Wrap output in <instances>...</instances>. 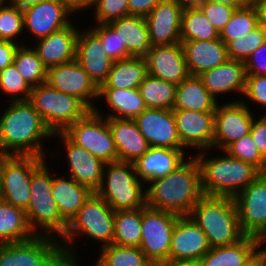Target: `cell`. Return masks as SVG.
<instances>
[{
	"label": "cell",
	"instance_id": "obj_25",
	"mask_svg": "<svg viewBox=\"0 0 266 266\" xmlns=\"http://www.w3.org/2000/svg\"><path fill=\"white\" fill-rule=\"evenodd\" d=\"M76 60L98 88L107 79L113 60L107 55L100 38L88 27L77 38Z\"/></svg>",
	"mask_w": 266,
	"mask_h": 266
},
{
	"label": "cell",
	"instance_id": "obj_59",
	"mask_svg": "<svg viewBox=\"0 0 266 266\" xmlns=\"http://www.w3.org/2000/svg\"><path fill=\"white\" fill-rule=\"evenodd\" d=\"M11 5L17 6L19 9L24 10L28 7L34 6L42 0H3Z\"/></svg>",
	"mask_w": 266,
	"mask_h": 266
},
{
	"label": "cell",
	"instance_id": "obj_21",
	"mask_svg": "<svg viewBox=\"0 0 266 266\" xmlns=\"http://www.w3.org/2000/svg\"><path fill=\"white\" fill-rule=\"evenodd\" d=\"M211 249L206 234L190 216H179L171 239L169 259L197 261Z\"/></svg>",
	"mask_w": 266,
	"mask_h": 266
},
{
	"label": "cell",
	"instance_id": "obj_55",
	"mask_svg": "<svg viewBox=\"0 0 266 266\" xmlns=\"http://www.w3.org/2000/svg\"><path fill=\"white\" fill-rule=\"evenodd\" d=\"M56 1L65 4L75 14L83 12L86 9H87V11H89L88 10L89 6L85 3V0H56Z\"/></svg>",
	"mask_w": 266,
	"mask_h": 266
},
{
	"label": "cell",
	"instance_id": "obj_65",
	"mask_svg": "<svg viewBox=\"0 0 266 266\" xmlns=\"http://www.w3.org/2000/svg\"><path fill=\"white\" fill-rule=\"evenodd\" d=\"M95 0H85V3L89 6Z\"/></svg>",
	"mask_w": 266,
	"mask_h": 266
},
{
	"label": "cell",
	"instance_id": "obj_36",
	"mask_svg": "<svg viewBox=\"0 0 266 266\" xmlns=\"http://www.w3.org/2000/svg\"><path fill=\"white\" fill-rule=\"evenodd\" d=\"M142 208L115 211L113 244L140 247Z\"/></svg>",
	"mask_w": 266,
	"mask_h": 266
},
{
	"label": "cell",
	"instance_id": "obj_13",
	"mask_svg": "<svg viewBox=\"0 0 266 266\" xmlns=\"http://www.w3.org/2000/svg\"><path fill=\"white\" fill-rule=\"evenodd\" d=\"M254 114L256 113H253L242 100L222 104L218 102L214 112L213 149L225 150L234 141L250 134Z\"/></svg>",
	"mask_w": 266,
	"mask_h": 266
},
{
	"label": "cell",
	"instance_id": "obj_61",
	"mask_svg": "<svg viewBox=\"0 0 266 266\" xmlns=\"http://www.w3.org/2000/svg\"><path fill=\"white\" fill-rule=\"evenodd\" d=\"M81 262L80 263H69V262H65V264L63 266H81Z\"/></svg>",
	"mask_w": 266,
	"mask_h": 266
},
{
	"label": "cell",
	"instance_id": "obj_11",
	"mask_svg": "<svg viewBox=\"0 0 266 266\" xmlns=\"http://www.w3.org/2000/svg\"><path fill=\"white\" fill-rule=\"evenodd\" d=\"M73 143L84 148L105 163L118 161L108 118L90 110L63 132Z\"/></svg>",
	"mask_w": 266,
	"mask_h": 266
},
{
	"label": "cell",
	"instance_id": "obj_18",
	"mask_svg": "<svg viewBox=\"0 0 266 266\" xmlns=\"http://www.w3.org/2000/svg\"><path fill=\"white\" fill-rule=\"evenodd\" d=\"M173 113L180 142L187 151L213 149L214 112L173 110Z\"/></svg>",
	"mask_w": 266,
	"mask_h": 266
},
{
	"label": "cell",
	"instance_id": "obj_20",
	"mask_svg": "<svg viewBox=\"0 0 266 266\" xmlns=\"http://www.w3.org/2000/svg\"><path fill=\"white\" fill-rule=\"evenodd\" d=\"M185 3L164 0L145 17L152 46L180 43L181 15Z\"/></svg>",
	"mask_w": 266,
	"mask_h": 266
},
{
	"label": "cell",
	"instance_id": "obj_64",
	"mask_svg": "<svg viewBox=\"0 0 266 266\" xmlns=\"http://www.w3.org/2000/svg\"><path fill=\"white\" fill-rule=\"evenodd\" d=\"M179 1H182L185 4H189V3H193L194 2V0H179Z\"/></svg>",
	"mask_w": 266,
	"mask_h": 266
},
{
	"label": "cell",
	"instance_id": "obj_46",
	"mask_svg": "<svg viewBox=\"0 0 266 266\" xmlns=\"http://www.w3.org/2000/svg\"><path fill=\"white\" fill-rule=\"evenodd\" d=\"M129 0H95L89 8L93 9V24H108L113 20L129 16Z\"/></svg>",
	"mask_w": 266,
	"mask_h": 266
},
{
	"label": "cell",
	"instance_id": "obj_27",
	"mask_svg": "<svg viewBox=\"0 0 266 266\" xmlns=\"http://www.w3.org/2000/svg\"><path fill=\"white\" fill-rule=\"evenodd\" d=\"M180 43L191 76H199L204 71L213 69L229 59L227 45L220 38L189 40Z\"/></svg>",
	"mask_w": 266,
	"mask_h": 266
},
{
	"label": "cell",
	"instance_id": "obj_1",
	"mask_svg": "<svg viewBox=\"0 0 266 266\" xmlns=\"http://www.w3.org/2000/svg\"><path fill=\"white\" fill-rule=\"evenodd\" d=\"M8 103L0 112V154L46 159L44 140L53 133L28 100Z\"/></svg>",
	"mask_w": 266,
	"mask_h": 266
},
{
	"label": "cell",
	"instance_id": "obj_33",
	"mask_svg": "<svg viewBox=\"0 0 266 266\" xmlns=\"http://www.w3.org/2000/svg\"><path fill=\"white\" fill-rule=\"evenodd\" d=\"M148 74L145 57L113 61L107 79L100 88L135 89Z\"/></svg>",
	"mask_w": 266,
	"mask_h": 266
},
{
	"label": "cell",
	"instance_id": "obj_22",
	"mask_svg": "<svg viewBox=\"0 0 266 266\" xmlns=\"http://www.w3.org/2000/svg\"><path fill=\"white\" fill-rule=\"evenodd\" d=\"M199 78L218 102L221 101L218 99L220 96L228 100L226 95L231 93L239 95L237 100L233 101L242 100L246 88V69L243 61L228 59L225 63L204 71Z\"/></svg>",
	"mask_w": 266,
	"mask_h": 266
},
{
	"label": "cell",
	"instance_id": "obj_63",
	"mask_svg": "<svg viewBox=\"0 0 266 266\" xmlns=\"http://www.w3.org/2000/svg\"><path fill=\"white\" fill-rule=\"evenodd\" d=\"M261 243H262V246H264L265 247V245H266V236L261 240ZM265 243V244H264ZM263 247V249H264V251L266 252V247L264 248Z\"/></svg>",
	"mask_w": 266,
	"mask_h": 266
},
{
	"label": "cell",
	"instance_id": "obj_30",
	"mask_svg": "<svg viewBox=\"0 0 266 266\" xmlns=\"http://www.w3.org/2000/svg\"><path fill=\"white\" fill-rule=\"evenodd\" d=\"M58 174L53 170L52 195L62 218L69 224L94 192L70 176Z\"/></svg>",
	"mask_w": 266,
	"mask_h": 266
},
{
	"label": "cell",
	"instance_id": "obj_43",
	"mask_svg": "<svg viewBox=\"0 0 266 266\" xmlns=\"http://www.w3.org/2000/svg\"><path fill=\"white\" fill-rule=\"evenodd\" d=\"M32 88L17 71L14 64L7 66L0 71V91L5 98L10 97L9 101L29 100Z\"/></svg>",
	"mask_w": 266,
	"mask_h": 266
},
{
	"label": "cell",
	"instance_id": "obj_34",
	"mask_svg": "<svg viewBox=\"0 0 266 266\" xmlns=\"http://www.w3.org/2000/svg\"><path fill=\"white\" fill-rule=\"evenodd\" d=\"M35 236L26 211L0 199V245L25 242Z\"/></svg>",
	"mask_w": 266,
	"mask_h": 266
},
{
	"label": "cell",
	"instance_id": "obj_50",
	"mask_svg": "<svg viewBox=\"0 0 266 266\" xmlns=\"http://www.w3.org/2000/svg\"><path fill=\"white\" fill-rule=\"evenodd\" d=\"M246 75H266V38L244 62Z\"/></svg>",
	"mask_w": 266,
	"mask_h": 266
},
{
	"label": "cell",
	"instance_id": "obj_29",
	"mask_svg": "<svg viewBox=\"0 0 266 266\" xmlns=\"http://www.w3.org/2000/svg\"><path fill=\"white\" fill-rule=\"evenodd\" d=\"M104 105L108 106V111L102 114L101 105H96L94 111L106 118L135 119L147 107L141 97L138 88L135 89H117V88H99V98Z\"/></svg>",
	"mask_w": 266,
	"mask_h": 266
},
{
	"label": "cell",
	"instance_id": "obj_28",
	"mask_svg": "<svg viewBox=\"0 0 266 266\" xmlns=\"http://www.w3.org/2000/svg\"><path fill=\"white\" fill-rule=\"evenodd\" d=\"M118 161L134 163L150 148L134 119L108 118Z\"/></svg>",
	"mask_w": 266,
	"mask_h": 266
},
{
	"label": "cell",
	"instance_id": "obj_16",
	"mask_svg": "<svg viewBox=\"0 0 266 266\" xmlns=\"http://www.w3.org/2000/svg\"><path fill=\"white\" fill-rule=\"evenodd\" d=\"M23 14L24 32L32 35V41L65 28L72 23L70 18L76 15L65 4L56 0H42L24 9Z\"/></svg>",
	"mask_w": 266,
	"mask_h": 266
},
{
	"label": "cell",
	"instance_id": "obj_57",
	"mask_svg": "<svg viewBox=\"0 0 266 266\" xmlns=\"http://www.w3.org/2000/svg\"><path fill=\"white\" fill-rule=\"evenodd\" d=\"M153 266H200L197 261H175V260H165L158 263L153 264Z\"/></svg>",
	"mask_w": 266,
	"mask_h": 266
},
{
	"label": "cell",
	"instance_id": "obj_60",
	"mask_svg": "<svg viewBox=\"0 0 266 266\" xmlns=\"http://www.w3.org/2000/svg\"><path fill=\"white\" fill-rule=\"evenodd\" d=\"M254 266H266V252L263 247L254 255Z\"/></svg>",
	"mask_w": 266,
	"mask_h": 266
},
{
	"label": "cell",
	"instance_id": "obj_24",
	"mask_svg": "<svg viewBox=\"0 0 266 266\" xmlns=\"http://www.w3.org/2000/svg\"><path fill=\"white\" fill-rule=\"evenodd\" d=\"M78 25L72 22L59 31L35 40L37 43L33 42L34 46H31L46 68L76 59L77 38L80 31Z\"/></svg>",
	"mask_w": 266,
	"mask_h": 266
},
{
	"label": "cell",
	"instance_id": "obj_31",
	"mask_svg": "<svg viewBox=\"0 0 266 266\" xmlns=\"http://www.w3.org/2000/svg\"><path fill=\"white\" fill-rule=\"evenodd\" d=\"M108 24L124 42L131 57H145L152 48L145 17L129 15Z\"/></svg>",
	"mask_w": 266,
	"mask_h": 266
},
{
	"label": "cell",
	"instance_id": "obj_6",
	"mask_svg": "<svg viewBox=\"0 0 266 266\" xmlns=\"http://www.w3.org/2000/svg\"><path fill=\"white\" fill-rule=\"evenodd\" d=\"M189 216L206 234L211 248L235 244L246 236L232 197L204 195Z\"/></svg>",
	"mask_w": 266,
	"mask_h": 266
},
{
	"label": "cell",
	"instance_id": "obj_32",
	"mask_svg": "<svg viewBox=\"0 0 266 266\" xmlns=\"http://www.w3.org/2000/svg\"><path fill=\"white\" fill-rule=\"evenodd\" d=\"M217 103L199 76L190 75L176 86L172 110L215 112Z\"/></svg>",
	"mask_w": 266,
	"mask_h": 266
},
{
	"label": "cell",
	"instance_id": "obj_58",
	"mask_svg": "<svg viewBox=\"0 0 266 266\" xmlns=\"http://www.w3.org/2000/svg\"><path fill=\"white\" fill-rule=\"evenodd\" d=\"M194 2L222 3L236 8L243 7L249 3L248 0H194Z\"/></svg>",
	"mask_w": 266,
	"mask_h": 266
},
{
	"label": "cell",
	"instance_id": "obj_4",
	"mask_svg": "<svg viewBox=\"0 0 266 266\" xmlns=\"http://www.w3.org/2000/svg\"><path fill=\"white\" fill-rule=\"evenodd\" d=\"M114 215L115 211L94 192L68 224L66 233L60 239L66 262L80 263L78 249H75L77 247L74 244L77 243L76 239L83 236L96 241L98 245L100 243L98 248L113 244Z\"/></svg>",
	"mask_w": 266,
	"mask_h": 266
},
{
	"label": "cell",
	"instance_id": "obj_15",
	"mask_svg": "<svg viewBox=\"0 0 266 266\" xmlns=\"http://www.w3.org/2000/svg\"><path fill=\"white\" fill-rule=\"evenodd\" d=\"M46 83L58 91L77 97L90 110L97 105L99 88L76 59L47 68Z\"/></svg>",
	"mask_w": 266,
	"mask_h": 266
},
{
	"label": "cell",
	"instance_id": "obj_45",
	"mask_svg": "<svg viewBox=\"0 0 266 266\" xmlns=\"http://www.w3.org/2000/svg\"><path fill=\"white\" fill-rule=\"evenodd\" d=\"M224 151L235 159L252 164L261 173H266V159L259 152L250 134L234 141Z\"/></svg>",
	"mask_w": 266,
	"mask_h": 266
},
{
	"label": "cell",
	"instance_id": "obj_17",
	"mask_svg": "<svg viewBox=\"0 0 266 266\" xmlns=\"http://www.w3.org/2000/svg\"><path fill=\"white\" fill-rule=\"evenodd\" d=\"M59 139L65 151V160L68 164L67 175L73 178L78 184L90 188L96 192L102 182L105 162L94 156L82 147L73 143L63 132L53 134V140ZM66 149V150H65Z\"/></svg>",
	"mask_w": 266,
	"mask_h": 266
},
{
	"label": "cell",
	"instance_id": "obj_62",
	"mask_svg": "<svg viewBox=\"0 0 266 266\" xmlns=\"http://www.w3.org/2000/svg\"><path fill=\"white\" fill-rule=\"evenodd\" d=\"M243 266H254V256Z\"/></svg>",
	"mask_w": 266,
	"mask_h": 266
},
{
	"label": "cell",
	"instance_id": "obj_9",
	"mask_svg": "<svg viewBox=\"0 0 266 266\" xmlns=\"http://www.w3.org/2000/svg\"><path fill=\"white\" fill-rule=\"evenodd\" d=\"M65 262L60 240L54 237L0 245V266H63Z\"/></svg>",
	"mask_w": 266,
	"mask_h": 266
},
{
	"label": "cell",
	"instance_id": "obj_48",
	"mask_svg": "<svg viewBox=\"0 0 266 266\" xmlns=\"http://www.w3.org/2000/svg\"><path fill=\"white\" fill-rule=\"evenodd\" d=\"M242 101L246 106H250L251 110L255 106H260L259 109L262 108L264 110L265 108L266 110V75H246V88Z\"/></svg>",
	"mask_w": 266,
	"mask_h": 266
},
{
	"label": "cell",
	"instance_id": "obj_54",
	"mask_svg": "<svg viewBox=\"0 0 266 266\" xmlns=\"http://www.w3.org/2000/svg\"><path fill=\"white\" fill-rule=\"evenodd\" d=\"M200 266H224L223 246L211 248L199 261Z\"/></svg>",
	"mask_w": 266,
	"mask_h": 266
},
{
	"label": "cell",
	"instance_id": "obj_52",
	"mask_svg": "<svg viewBox=\"0 0 266 266\" xmlns=\"http://www.w3.org/2000/svg\"><path fill=\"white\" fill-rule=\"evenodd\" d=\"M19 46L18 43L9 40H0V71L13 64Z\"/></svg>",
	"mask_w": 266,
	"mask_h": 266
},
{
	"label": "cell",
	"instance_id": "obj_39",
	"mask_svg": "<svg viewBox=\"0 0 266 266\" xmlns=\"http://www.w3.org/2000/svg\"><path fill=\"white\" fill-rule=\"evenodd\" d=\"M31 44L18 47L13 64L28 85L33 88L46 83L47 68L42 64L37 52L32 46L30 47Z\"/></svg>",
	"mask_w": 266,
	"mask_h": 266
},
{
	"label": "cell",
	"instance_id": "obj_49",
	"mask_svg": "<svg viewBox=\"0 0 266 266\" xmlns=\"http://www.w3.org/2000/svg\"><path fill=\"white\" fill-rule=\"evenodd\" d=\"M196 4L212 25L220 32L226 23L231 19L236 7L222 3L213 2H193Z\"/></svg>",
	"mask_w": 266,
	"mask_h": 266
},
{
	"label": "cell",
	"instance_id": "obj_53",
	"mask_svg": "<svg viewBox=\"0 0 266 266\" xmlns=\"http://www.w3.org/2000/svg\"><path fill=\"white\" fill-rule=\"evenodd\" d=\"M162 1L164 0H129V15L146 17Z\"/></svg>",
	"mask_w": 266,
	"mask_h": 266
},
{
	"label": "cell",
	"instance_id": "obj_41",
	"mask_svg": "<svg viewBox=\"0 0 266 266\" xmlns=\"http://www.w3.org/2000/svg\"><path fill=\"white\" fill-rule=\"evenodd\" d=\"M24 31L23 10L3 0L0 1V40H9L19 45H28L22 39ZM21 38V41L19 38ZM26 43H25V42ZM21 42V43H20ZM24 42V43H23Z\"/></svg>",
	"mask_w": 266,
	"mask_h": 266
},
{
	"label": "cell",
	"instance_id": "obj_35",
	"mask_svg": "<svg viewBox=\"0 0 266 266\" xmlns=\"http://www.w3.org/2000/svg\"><path fill=\"white\" fill-rule=\"evenodd\" d=\"M219 31L194 3L185 4L181 15L180 42L189 40H214Z\"/></svg>",
	"mask_w": 266,
	"mask_h": 266
},
{
	"label": "cell",
	"instance_id": "obj_7",
	"mask_svg": "<svg viewBox=\"0 0 266 266\" xmlns=\"http://www.w3.org/2000/svg\"><path fill=\"white\" fill-rule=\"evenodd\" d=\"M96 193L114 210L139 209L146 205L145 184L139 180L133 163H106Z\"/></svg>",
	"mask_w": 266,
	"mask_h": 266
},
{
	"label": "cell",
	"instance_id": "obj_5",
	"mask_svg": "<svg viewBox=\"0 0 266 266\" xmlns=\"http://www.w3.org/2000/svg\"><path fill=\"white\" fill-rule=\"evenodd\" d=\"M47 160L44 159L32 172L30 203L26 215L36 236H50L60 240L67 231L68 223L62 218L53 198V172L47 166Z\"/></svg>",
	"mask_w": 266,
	"mask_h": 266
},
{
	"label": "cell",
	"instance_id": "obj_56",
	"mask_svg": "<svg viewBox=\"0 0 266 266\" xmlns=\"http://www.w3.org/2000/svg\"><path fill=\"white\" fill-rule=\"evenodd\" d=\"M258 14L259 26L266 31V0H258L252 3Z\"/></svg>",
	"mask_w": 266,
	"mask_h": 266
},
{
	"label": "cell",
	"instance_id": "obj_38",
	"mask_svg": "<svg viewBox=\"0 0 266 266\" xmlns=\"http://www.w3.org/2000/svg\"><path fill=\"white\" fill-rule=\"evenodd\" d=\"M93 266H153L139 247L111 244L99 249Z\"/></svg>",
	"mask_w": 266,
	"mask_h": 266
},
{
	"label": "cell",
	"instance_id": "obj_44",
	"mask_svg": "<svg viewBox=\"0 0 266 266\" xmlns=\"http://www.w3.org/2000/svg\"><path fill=\"white\" fill-rule=\"evenodd\" d=\"M265 38L266 31L261 26H258L247 35L231 40L227 44L228 58L245 62L263 44Z\"/></svg>",
	"mask_w": 266,
	"mask_h": 266
},
{
	"label": "cell",
	"instance_id": "obj_37",
	"mask_svg": "<svg viewBox=\"0 0 266 266\" xmlns=\"http://www.w3.org/2000/svg\"><path fill=\"white\" fill-rule=\"evenodd\" d=\"M176 84L147 74L138 89L147 108L172 110Z\"/></svg>",
	"mask_w": 266,
	"mask_h": 266
},
{
	"label": "cell",
	"instance_id": "obj_51",
	"mask_svg": "<svg viewBox=\"0 0 266 266\" xmlns=\"http://www.w3.org/2000/svg\"><path fill=\"white\" fill-rule=\"evenodd\" d=\"M254 117L251 128L250 135L257 146L261 155L266 159V115Z\"/></svg>",
	"mask_w": 266,
	"mask_h": 266
},
{
	"label": "cell",
	"instance_id": "obj_2",
	"mask_svg": "<svg viewBox=\"0 0 266 266\" xmlns=\"http://www.w3.org/2000/svg\"><path fill=\"white\" fill-rule=\"evenodd\" d=\"M191 156L189 154L174 171L145 186L146 206L178 216H189L204 196L200 167L195 156Z\"/></svg>",
	"mask_w": 266,
	"mask_h": 266
},
{
	"label": "cell",
	"instance_id": "obj_66",
	"mask_svg": "<svg viewBox=\"0 0 266 266\" xmlns=\"http://www.w3.org/2000/svg\"><path fill=\"white\" fill-rule=\"evenodd\" d=\"M248 1H249V3H253V2L258 1V0H248Z\"/></svg>",
	"mask_w": 266,
	"mask_h": 266
},
{
	"label": "cell",
	"instance_id": "obj_26",
	"mask_svg": "<svg viewBox=\"0 0 266 266\" xmlns=\"http://www.w3.org/2000/svg\"><path fill=\"white\" fill-rule=\"evenodd\" d=\"M186 149L150 147L133 164L136 174L145 186L152 180L161 178L174 171L188 157Z\"/></svg>",
	"mask_w": 266,
	"mask_h": 266
},
{
	"label": "cell",
	"instance_id": "obj_8",
	"mask_svg": "<svg viewBox=\"0 0 266 266\" xmlns=\"http://www.w3.org/2000/svg\"><path fill=\"white\" fill-rule=\"evenodd\" d=\"M28 101L53 134L64 132L90 111L77 97L58 91L47 83L33 87Z\"/></svg>",
	"mask_w": 266,
	"mask_h": 266
},
{
	"label": "cell",
	"instance_id": "obj_10",
	"mask_svg": "<svg viewBox=\"0 0 266 266\" xmlns=\"http://www.w3.org/2000/svg\"><path fill=\"white\" fill-rule=\"evenodd\" d=\"M37 156L1 155L0 199L27 210L33 170L44 160Z\"/></svg>",
	"mask_w": 266,
	"mask_h": 266
},
{
	"label": "cell",
	"instance_id": "obj_12",
	"mask_svg": "<svg viewBox=\"0 0 266 266\" xmlns=\"http://www.w3.org/2000/svg\"><path fill=\"white\" fill-rule=\"evenodd\" d=\"M179 216L162 210L142 207L140 249L153 263L169 259L171 239Z\"/></svg>",
	"mask_w": 266,
	"mask_h": 266
},
{
	"label": "cell",
	"instance_id": "obj_47",
	"mask_svg": "<svg viewBox=\"0 0 266 266\" xmlns=\"http://www.w3.org/2000/svg\"><path fill=\"white\" fill-rule=\"evenodd\" d=\"M90 29L100 38L107 55L113 61L131 57L124 42H121L119 35L109 24H94Z\"/></svg>",
	"mask_w": 266,
	"mask_h": 266
},
{
	"label": "cell",
	"instance_id": "obj_3",
	"mask_svg": "<svg viewBox=\"0 0 266 266\" xmlns=\"http://www.w3.org/2000/svg\"><path fill=\"white\" fill-rule=\"evenodd\" d=\"M210 151L213 149L192 153L200 167L204 195L235 198L262 174L252 164L235 159L224 150L220 151L222 156H214Z\"/></svg>",
	"mask_w": 266,
	"mask_h": 266
},
{
	"label": "cell",
	"instance_id": "obj_14",
	"mask_svg": "<svg viewBox=\"0 0 266 266\" xmlns=\"http://www.w3.org/2000/svg\"><path fill=\"white\" fill-rule=\"evenodd\" d=\"M234 200L242 232L262 240L266 236V173L259 175Z\"/></svg>",
	"mask_w": 266,
	"mask_h": 266
},
{
	"label": "cell",
	"instance_id": "obj_42",
	"mask_svg": "<svg viewBox=\"0 0 266 266\" xmlns=\"http://www.w3.org/2000/svg\"><path fill=\"white\" fill-rule=\"evenodd\" d=\"M261 248V240L253 236H245L235 244L223 246L224 266H243Z\"/></svg>",
	"mask_w": 266,
	"mask_h": 266
},
{
	"label": "cell",
	"instance_id": "obj_40",
	"mask_svg": "<svg viewBox=\"0 0 266 266\" xmlns=\"http://www.w3.org/2000/svg\"><path fill=\"white\" fill-rule=\"evenodd\" d=\"M259 26L258 14L252 3L236 8L231 19L219 32V38L227 45L231 40L243 37Z\"/></svg>",
	"mask_w": 266,
	"mask_h": 266
},
{
	"label": "cell",
	"instance_id": "obj_23",
	"mask_svg": "<svg viewBox=\"0 0 266 266\" xmlns=\"http://www.w3.org/2000/svg\"><path fill=\"white\" fill-rule=\"evenodd\" d=\"M148 74L180 84L190 76L181 43L156 45L145 56Z\"/></svg>",
	"mask_w": 266,
	"mask_h": 266
},
{
	"label": "cell",
	"instance_id": "obj_19",
	"mask_svg": "<svg viewBox=\"0 0 266 266\" xmlns=\"http://www.w3.org/2000/svg\"><path fill=\"white\" fill-rule=\"evenodd\" d=\"M134 121L150 147L185 149L180 142L173 110L146 108Z\"/></svg>",
	"mask_w": 266,
	"mask_h": 266
}]
</instances>
